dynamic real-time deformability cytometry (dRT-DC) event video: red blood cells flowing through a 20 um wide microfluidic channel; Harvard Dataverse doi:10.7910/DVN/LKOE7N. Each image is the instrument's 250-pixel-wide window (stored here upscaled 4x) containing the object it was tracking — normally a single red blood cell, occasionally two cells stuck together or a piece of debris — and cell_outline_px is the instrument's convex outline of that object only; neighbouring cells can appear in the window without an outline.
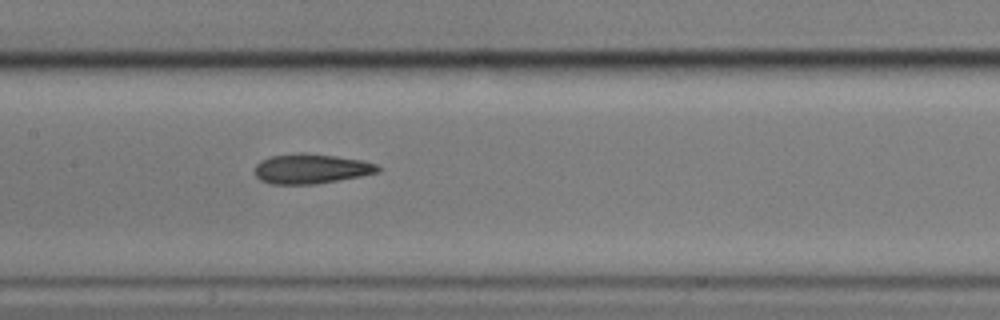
{"species": "common noctule bat (a hibernating species)", "species_latin": "Nyctalus noctula", "temperature_condition": "cold", "stored_images_in_passage": 8, "camera_frame_rate_fps": 3000, "um_per_image_px": 0.085, "animal": {"sex": "male", "body_mass_g": 17.9}, "frame": {"image": 1, "passage_image": 8, "time_ms": 9.333, "image_size_px": [1000, 320], "cell_outline_px": [[380, 172], [360, 176], [316, 184], [268, 184], [260, 180], [256, 176], [256, 164], [260, 160], [272, 156], [296, 152], [304, 152], [336, 156], [364, 160], [376, 164], [380, 168]], "centroid_in_image_um": [26.44, 14.33], "position_along_channel_um": 181.0, "area_um2": 21.56}}